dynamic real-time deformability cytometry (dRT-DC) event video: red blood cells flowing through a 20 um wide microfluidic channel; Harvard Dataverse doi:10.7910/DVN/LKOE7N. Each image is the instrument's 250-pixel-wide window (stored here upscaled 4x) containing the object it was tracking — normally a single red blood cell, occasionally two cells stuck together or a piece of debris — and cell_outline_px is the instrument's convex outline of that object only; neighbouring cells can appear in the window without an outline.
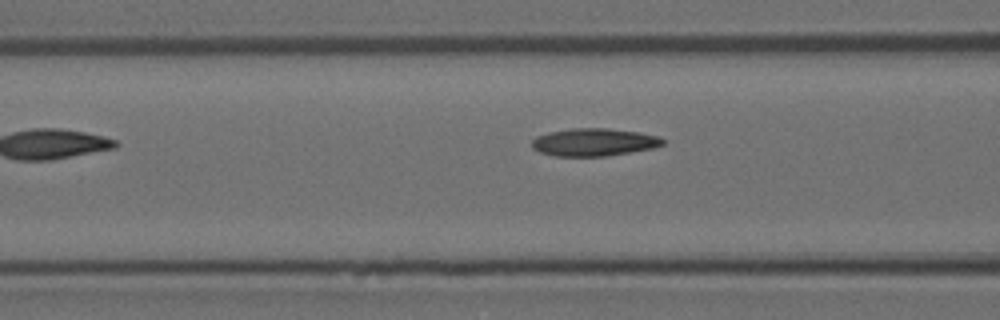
{"species": "Egyptian fruit bat (a non-hibernating species)", "species_latin": "Rousettus aegyptiacus", "temperature_condition": "room temperature", "stored_images_in_passage": 5, "camera_frame_rate_fps": 3000, "um_per_image_px": 0.085, "animal": {"sex": "female"}, "frame": {"image": 1, "passage_image": 4, "time_ms": 1.0, "image_size_px": [1000, 320], "cell_outline_px": [[664, 144], [652, 148], [604, 156], [556, 156], [540, 152], [532, 148], [532, 140], [536, 136], [548, 132], [572, 128], [608, 128], [640, 132], [660, 136], [664, 140]], "centroid_in_image_um": [50.48, 12.07], "position_along_channel_um": 116.1, "area_um2": 21.1}}